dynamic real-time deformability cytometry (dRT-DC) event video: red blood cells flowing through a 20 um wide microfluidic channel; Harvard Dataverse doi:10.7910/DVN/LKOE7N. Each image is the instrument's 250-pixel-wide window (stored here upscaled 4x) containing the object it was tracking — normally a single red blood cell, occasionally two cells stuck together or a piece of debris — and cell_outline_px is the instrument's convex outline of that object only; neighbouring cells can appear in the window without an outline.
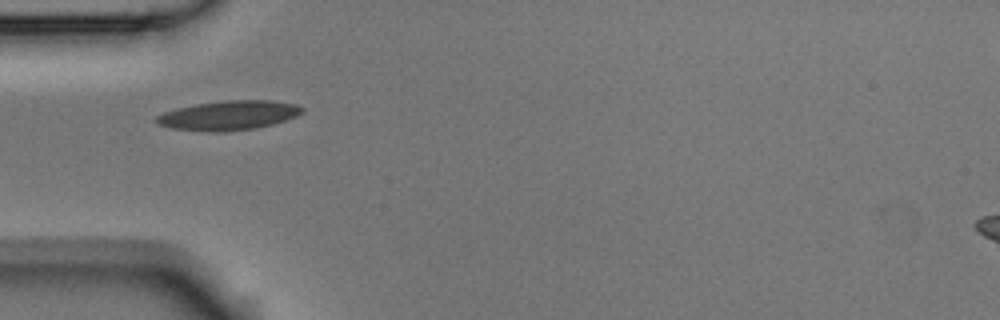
{"species": "Egyptian fruit bat (a non-hibernating species)", "species_latin": "Rousettus aegyptiacus", "temperature_condition": "room temperature", "stored_images_in_passage": 2, "camera_frame_rate_fps": 3000, "um_per_image_px": 0.085, "animal": {"sex": "male"}, "frame": {"image": 1, "passage_image": 1, "time_ms": 0.0, "image_size_px": [1000, 320], "cell_outline_px": [[304, 112], [296, 116], [272, 124], [256, 128], [224, 132], [208, 132], [172, 128], [156, 124], [152, 120], [156, 116], [164, 112], [176, 108], [196, 104], [224, 100], [272, 100], [296, 104], [304, 108]], "centroid_in_image_um": [19.4, 9.81], "position_along_channel_um": 65.6, "area_um2": 25.2}}
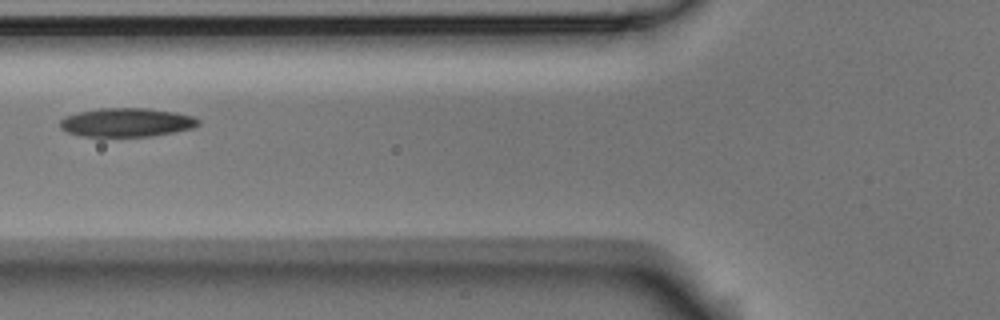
{"frame": {"image": 2, "passage_image": 2, "time_ms": 0.333, "image_size_px": [1000, 320], "cell_outline_px": [[200, 124], [192, 128], [152, 136], [80, 136], [68, 132], [60, 128], [60, 120], [64, 116], [76, 112], [100, 108], [148, 108], [176, 112], [192, 116], [200, 120]], "centroid_in_image_um": [10.74, 10.39], "position_along_channel_um": 115.1, "area_um2": 23.24}}